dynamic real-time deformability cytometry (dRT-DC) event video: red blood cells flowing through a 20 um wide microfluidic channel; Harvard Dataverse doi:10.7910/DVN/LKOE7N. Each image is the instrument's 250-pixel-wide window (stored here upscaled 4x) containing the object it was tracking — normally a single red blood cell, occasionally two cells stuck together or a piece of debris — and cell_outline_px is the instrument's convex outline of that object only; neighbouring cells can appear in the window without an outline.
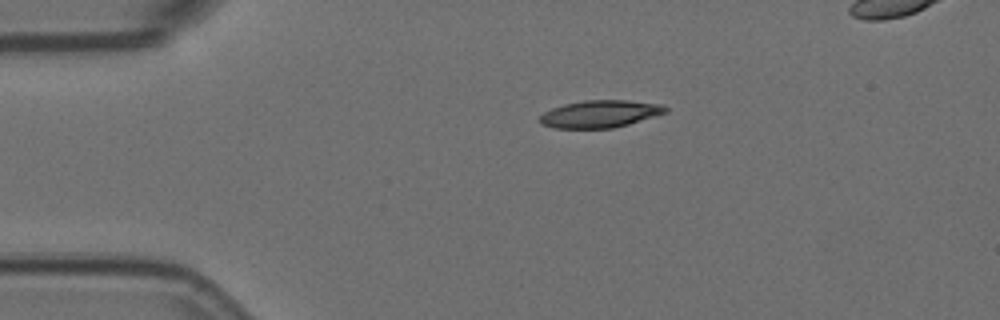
{"species": "Egyptian fruit bat (a non-hibernating species)", "species_latin": "Rousettus aegyptiacus", "temperature_condition": "room temperature", "stored_images_in_passage": 39, "camera_frame_rate_fps": 3000, "um_per_image_px": 0.085, "animal": {"sex": "female"}, "frame": {"image": 1, "passage_image": 1, "time_ms": 0.0, "image_size_px": [1000, 320], "cell_outline_px": [[668, 112], [628, 124], [612, 128], [556, 128], [540, 124], [540, 116], [544, 112], [552, 108], [564, 104], [584, 100], [628, 100], [660, 104], [668, 108]], "centroid_in_image_um": [51.0, 9.68], "position_along_channel_um": 34.0, "area_um2": 19.94}}
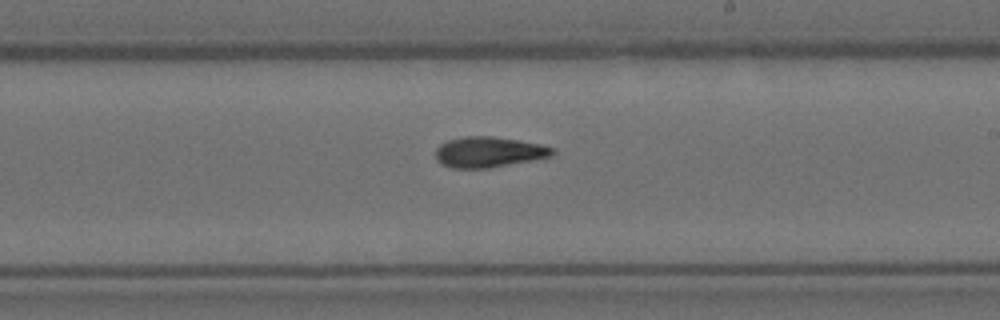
{"frame": {"image": 2, "passage_image": 22, "time_ms": 7.0, "image_size_px": [1000, 320], "cell_outline_px": [[556, 152], [552, 156], [532, 160], [488, 168], [452, 168], [436, 160], [436, 148], [440, 144], [448, 140], [464, 136], [492, 136], [540, 144], [556, 148]], "centroid_in_image_um": [41.56, 12.92], "position_along_channel_um": 247.4, "area_um2": 20.75}}
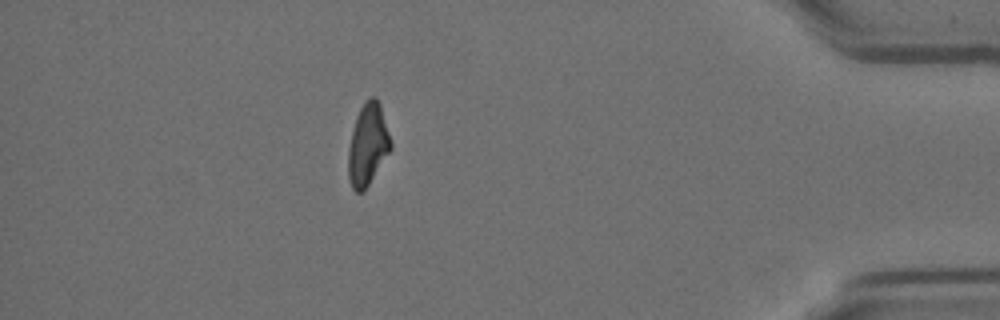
{"frame": {"image": 3, "passage_image": 39, "time_ms": 12.667, "image_size_px": [1000, 320], "cell_outline_px": [[392, 148], [364, 192], [356, 192], [352, 188], [348, 176], [348, 148], [356, 116], [364, 100], [368, 96], [376, 96], [380, 104], [392, 144]], "centroid_in_image_um": [31.26, 12.28], "position_along_channel_um": 403.9, "area_um2": 20.35}, "authors_computed_cell_mechanics": {"area_um2": 20.6346, "velocity_mm_per_s": 3.5954, "shape_relaxation_time_tau1_ms": null, "shape_relaxation_time_tau2_ms": 5.809, "deformation_change_tau1": null, "deformation_change_tau2": 0.1369}}